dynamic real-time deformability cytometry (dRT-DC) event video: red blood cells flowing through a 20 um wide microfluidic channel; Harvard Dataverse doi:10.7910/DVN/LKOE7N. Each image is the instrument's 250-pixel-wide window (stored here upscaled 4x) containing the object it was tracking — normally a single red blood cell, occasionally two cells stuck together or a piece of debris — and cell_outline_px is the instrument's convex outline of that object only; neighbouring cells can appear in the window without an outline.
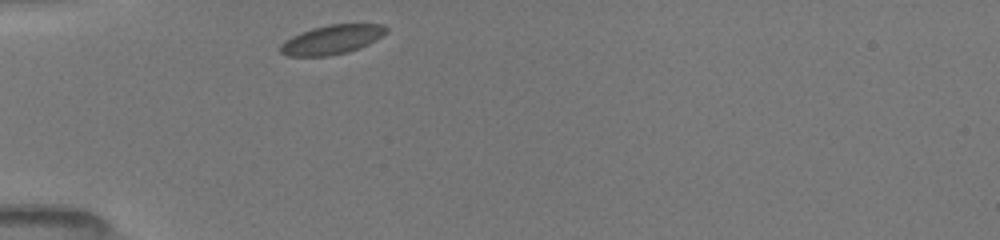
{"species": "common noctule bat (a hibernating species)", "species_latin": "Nyctalus noctula", "temperature_condition": "room temperature", "stored_images_in_passage": 6, "camera_frame_rate_fps": 3000, "um_per_image_px": 0.085, "animal": {"sex": "female", "body_mass_g": 19.5, "forearm_length_mm": 54.1}, "frame": {"image": 1, "passage_image": 1, "time_ms": 0.0, "image_size_px": [1000, 240], "cell_outline_px": [[388, 32], [376, 40], [360, 48], [348, 52], [328, 56], [288, 56], [280, 52], [280, 44], [284, 40], [300, 32], [312, 28], [328, 24], [384, 24], [388, 28]], "centroid_in_image_um": [28.22, 3.36], "position_along_channel_um": 56.8, "area_um2": 18.21}}
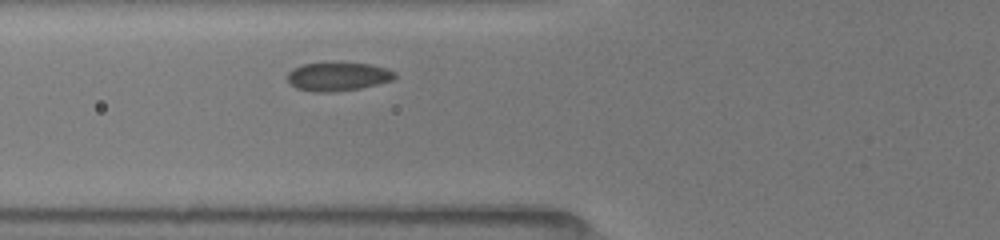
{"frame": {"image": 2, "passage_image": 4, "time_ms": 1.333, "image_size_px": [1000, 240], "cell_outline_px": [[396, 76], [392, 80], [360, 88], [332, 92], [312, 92], [296, 88], [288, 80], [288, 72], [304, 64], [368, 64], [388, 68], [396, 72]], "centroid_in_image_um": [28.75, 6.53], "position_along_channel_um": 97.1, "area_um2": 17.4}}